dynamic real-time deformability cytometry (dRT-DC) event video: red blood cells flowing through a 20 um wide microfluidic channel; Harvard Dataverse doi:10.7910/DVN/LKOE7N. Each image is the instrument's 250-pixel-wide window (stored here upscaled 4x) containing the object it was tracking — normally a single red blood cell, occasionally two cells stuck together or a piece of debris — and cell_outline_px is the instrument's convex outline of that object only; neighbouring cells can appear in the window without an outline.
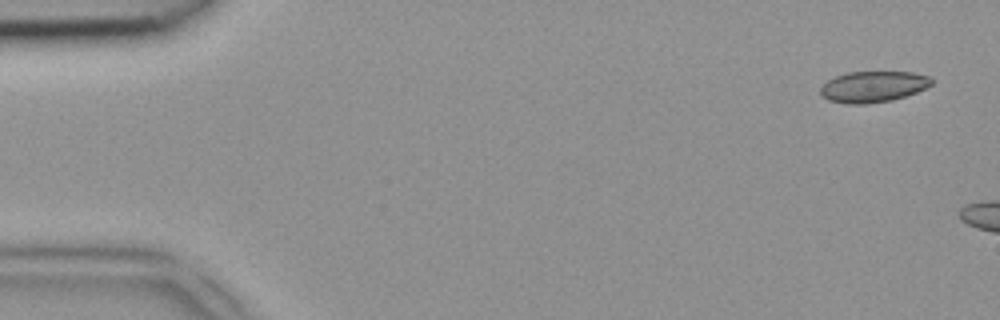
{"species": "common noctule bat (a hibernating species)", "species_latin": "Nyctalus noctula", "temperature_condition": "room temperature", "stored_images_in_passage": 6, "camera_frame_rate_fps": 3000, "um_per_image_px": 0.085, "animal": {"sex": "female", "body_mass_g": 18.4}, "frame": {"image": 1, "passage_image": 2, "time_ms": 0.333, "image_size_px": [1000, 320], "cell_outline_px": [[932, 84], [916, 92], [892, 100], [864, 104], [848, 104], [828, 100], [820, 96], [820, 88], [828, 80], [836, 76], [848, 72], [912, 72], [928, 76], [932, 80]], "centroid_in_image_um": [74.18, 7.37], "position_along_channel_um": 10.8, "area_um2": 20.0}}